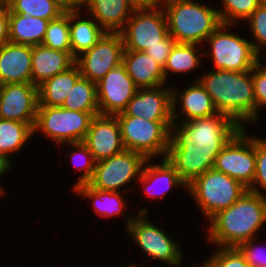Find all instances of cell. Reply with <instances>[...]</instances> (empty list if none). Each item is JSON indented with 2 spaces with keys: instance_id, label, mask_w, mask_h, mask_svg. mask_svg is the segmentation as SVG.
Wrapping results in <instances>:
<instances>
[{
  "instance_id": "1",
  "label": "cell",
  "mask_w": 266,
  "mask_h": 267,
  "mask_svg": "<svg viewBox=\"0 0 266 267\" xmlns=\"http://www.w3.org/2000/svg\"><path fill=\"white\" fill-rule=\"evenodd\" d=\"M170 134L167 161L188 185L194 178L212 169L217 155L242 128L230 116L218 112L209 117L181 123Z\"/></svg>"
},
{
  "instance_id": "2",
  "label": "cell",
  "mask_w": 266,
  "mask_h": 267,
  "mask_svg": "<svg viewBox=\"0 0 266 267\" xmlns=\"http://www.w3.org/2000/svg\"><path fill=\"white\" fill-rule=\"evenodd\" d=\"M211 241L221 247H236L254 239V234L266 222V197L247 190L229 208L210 219Z\"/></svg>"
},
{
  "instance_id": "3",
  "label": "cell",
  "mask_w": 266,
  "mask_h": 267,
  "mask_svg": "<svg viewBox=\"0 0 266 267\" xmlns=\"http://www.w3.org/2000/svg\"><path fill=\"white\" fill-rule=\"evenodd\" d=\"M198 80L211 96L218 112L230 116L241 127L242 122L257 120L252 70H216Z\"/></svg>"
},
{
  "instance_id": "4",
  "label": "cell",
  "mask_w": 266,
  "mask_h": 267,
  "mask_svg": "<svg viewBox=\"0 0 266 267\" xmlns=\"http://www.w3.org/2000/svg\"><path fill=\"white\" fill-rule=\"evenodd\" d=\"M164 6L169 34L176 43L199 45L221 25L217 10L192 0H168Z\"/></svg>"
},
{
  "instance_id": "5",
  "label": "cell",
  "mask_w": 266,
  "mask_h": 267,
  "mask_svg": "<svg viewBox=\"0 0 266 267\" xmlns=\"http://www.w3.org/2000/svg\"><path fill=\"white\" fill-rule=\"evenodd\" d=\"M187 188L208 219L229 208L248 190L238 180L214 168L194 178Z\"/></svg>"
},
{
  "instance_id": "6",
  "label": "cell",
  "mask_w": 266,
  "mask_h": 267,
  "mask_svg": "<svg viewBox=\"0 0 266 267\" xmlns=\"http://www.w3.org/2000/svg\"><path fill=\"white\" fill-rule=\"evenodd\" d=\"M116 117L125 149L141 153L149 160L158 154L166 157L170 134L175 128L173 121H148L133 116Z\"/></svg>"
},
{
  "instance_id": "7",
  "label": "cell",
  "mask_w": 266,
  "mask_h": 267,
  "mask_svg": "<svg viewBox=\"0 0 266 267\" xmlns=\"http://www.w3.org/2000/svg\"><path fill=\"white\" fill-rule=\"evenodd\" d=\"M99 112H80L61 106H38L33 133L41 129L48 137L59 143L83 142L91 120Z\"/></svg>"
},
{
  "instance_id": "8",
  "label": "cell",
  "mask_w": 266,
  "mask_h": 267,
  "mask_svg": "<svg viewBox=\"0 0 266 267\" xmlns=\"http://www.w3.org/2000/svg\"><path fill=\"white\" fill-rule=\"evenodd\" d=\"M164 11L158 7H137L120 32L124 50L145 51L148 47L163 45L169 35Z\"/></svg>"
},
{
  "instance_id": "9",
  "label": "cell",
  "mask_w": 266,
  "mask_h": 267,
  "mask_svg": "<svg viewBox=\"0 0 266 267\" xmlns=\"http://www.w3.org/2000/svg\"><path fill=\"white\" fill-rule=\"evenodd\" d=\"M228 24L221 25L206 39L216 70L246 72L259 62V55L247 39L225 32Z\"/></svg>"
},
{
  "instance_id": "10",
  "label": "cell",
  "mask_w": 266,
  "mask_h": 267,
  "mask_svg": "<svg viewBox=\"0 0 266 267\" xmlns=\"http://www.w3.org/2000/svg\"><path fill=\"white\" fill-rule=\"evenodd\" d=\"M256 166V138H248L242 127L217 155L214 169L249 188L253 184Z\"/></svg>"
},
{
  "instance_id": "11",
  "label": "cell",
  "mask_w": 266,
  "mask_h": 267,
  "mask_svg": "<svg viewBox=\"0 0 266 267\" xmlns=\"http://www.w3.org/2000/svg\"><path fill=\"white\" fill-rule=\"evenodd\" d=\"M148 161L143 154L124 149L109 158L97 161L88 184L95 189L118 192L120 187L135 180L136 176H141L142 168Z\"/></svg>"
},
{
  "instance_id": "12",
  "label": "cell",
  "mask_w": 266,
  "mask_h": 267,
  "mask_svg": "<svg viewBox=\"0 0 266 267\" xmlns=\"http://www.w3.org/2000/svg\"><path fill=\"white\" fill-rule=\"evenodd\" d=\"M147 212L144 208L139 211L136 218L128 219V232L149 257L177 266L182 258L179 244L169 238L160 228L147 221L145 218Z\"/></svg>"
},
{
  "instance_id": "13",
  "label": "cell",
  "mask_w": 266,
  "mask_h": 267,
  "mask_svg": "<svg viewBox=\"0 0 266 267\" xmlns=\"http://www.w3.org/2000/svg\"><path fill=\"white\" fill-rule=\"evenodd\" d=\"M124 43L121 33L106 32L89 50L80 54L75 63L81 76L97 83L106 73L122 63Z\"/></svg>"
},
{
  "instance_id": "14",
  "label": "cell",
  "mask_w": 266,
  "mask_h": 267,
  "mask_svg": "<svg viewBox=\"0 0 266 267\" xmlns=\"http://www.w3.org/2000/svg\"><path fill=\"white\" fill-rule=\"evenodd\" d=\"M169 89V90H168ZM176 90L172 88H138L125 110L115 116H133L148 121H173L176 115Z\"/></svg>"
},
{
  "instance_id": "15",
  "label": "cell",
  "mask_w": 266,
  "mask_h": 267,
  "mask_svg": "<svg viewBox=\"0 0 266 267\" xmlns=\"http://www.w3.org/2000/svg\"><path fill=\"white\" fill-rule=\"evenodd\" d=\"M96 90L99 114L115 116L125 110L138 87L121 63L96 83Z\"/></svg>"
},
{
  "instance_id": "16",
  "label": "cell",
  "mask_w": 266,
  "mask_h": 267,
  "mask_svg": "<svg viewBox=\"0 0 266 267\" xmlns=\"http://www.w3.org/2000/svg\"><path fill=\"white\" fill-rule=\"evenodd\" d=\"M38 105L36 85L32 83L0 85V119L28 123L34 128Z\"/></svg>"
},
{
  "instance_id": "17",
  "label": "cell",
  "mask_w": 266,
  "mask_h": 267,
  "mask_svg": "<svg viewBox=\"0 0 266 267\" xmlns=\"http://www.w3.org/2000/svg\"><path fill=\"white\" fill-rule=\"evenodd\" d=\"M83 143L96 162L122 152L125 148L117 117L101 114L94 116Z\"/></svg>"
},
{
  "instance_id": "18",
  "label": "cell",
  "mask_w": 266,
  "mask_h": 267,
  "mask_svg": "<svg viewBox=\"0 0 266 267\" xmlns=\"http://www.w3.org/2000/svg\"><path fill=\"white\" fill-rule=\"evenodd\" d=\"M32 46L7 42L0 47V85L31 83Z\"/></svg>"
},
{
  "instance_id": "19",
  "label": "cell",
  "mask_w": 266,
  "mask_h": 267,
  "mask_svg": "<svg viewBox=\"0 0 266 267\" xmlns=\"http://www.w3.org/2000/svg\"><path fill=\"white\" fill-rule=\"evenodd\" d=\"M75 60L69 52L54 50L42 44L32 46L31 83L38 87L45 80L72 67Z\"/></svg>"
},
{
  "instance_id": "20",
  "label": "cell",
  "mask_w": 266,
  "mask_h": 267,
  "mask_svg": "<svg viewBox=\"0 0 266 267\" xmlns=\"http://www.w3.org/2000/svg\"><path fill=\"white\" fill-rule=\"evenodd\" d=\"M92 18L108 33H120L138 7L133 0H89Z\"/></svg>"
},
{
  "instance_id": "21",
  "label": "cell",
  "mask_w": 266,
  "mask_h": 267,
  "mask_svg": "<svg viewBox=\"0 0 266 267\" xmlns=\"http://www.w3.org/2000/svg\"><path fill=\"white\" fill-rule=\"evenodd\" d=\"M122 64L138 88L162 87L163 68L145 51L124 50Z\"/></svg>"
},
{
  "instance_id": "22",
  "label": "cell",
  "mask_w": 266,
  "mask_h": 267,
  "mask_svg": "<svg viewBox=\"0 0 266 267\" xmlns=\"http://www.w3.org/2000/svg\"><path fill=\"white\" fill-rule=\"evenodd\" d=\"M81 77L80 69L75 63L66 71L45 80L38 86V106H62L68 93Z\"/></svg>"
},
{
  "instance_id": "23",
  "label": "cell",
  "mask_w": 266,
  "mask_h": 267,
  "mask_svg": "<svg viewBox=\"0 0 266 267\" xmlns=\"http://www.w3.org/2000/svg\"><path fill=\"white\" fill-rule=\"evenodd\" d=\"M49 20L9 13V42L36 46L42 44Z\"/></svg>"
},
{
  "instance_id": "24",
  "label": "cell",
  "mask_w": 266,
  "mask_h": 267,
  "mask_svg": "<svg viewBox=\"0 0 266 267\" xmlns=\"http://www.w3.org/2000/svg\"><path fill=\"white\" fill-rule=\"evenodd\" d=\"M78 16V9H69L70 42L72 56L75 59L80 53L93 47L106 33L96 21L78 20Z\"/></svg>"
},
{
  "instance_id": "25",
  "label": "cell",
  "mask_w": 266,
  "mask_h": 267,
  "mask_svg": "<svg viewBox=\"0 0 266 267\" xmlns=\"http://www.w3.org/2000/svg\"><path fill=\"white\" fill-rule=\"evenodd\" d=\"M32 134L28 123L0 119V157L11 166L9 154L22 149Z\"/></svg>"
},
{
  "instance_id": "26",
  "label": "cell",
  "mask_w": 266,
  "mask_h": 267,
  "mask_svg": "<svg viewBox=\"0 0 266 267\" xmlns=\"http://www.w3.org/2000/svg\"><path fill=\"white\" fill-rule=\"evenodd\" d=\"M182 99V113L188 117L187 121L194 118L209 117L218 113L211 96L204 86L198 81L188 87L180 96Z\"/></svg>"
},
{
  "instance_id": "27",
  "label": "cell",
  "mask_w": 266,
  "mask_h": 267,
  "mask_svg": "<svg viewBox=\"0 0 266 267\" xmlns=\"http://www.w3.org/2000/svg\"><path fill=\"white\" fill-rule=\"evenodd\" d=\"M139 181L144 185L145 193L151 197H161L165 195V192L168 191V188H172V186L177 187V185L185 187L187 184L179 177L178 172L175 168L167 161L166 158H163L162 163L159 165H150L143 167L141 176L139 177ZM155 181H160L164 184V188L161 192H155L152 189L150 184ZM152 182V183H151ZM149 183V185H148ZM153 183V184H154ZM161 183V184H162ZM150 186L149 188L146 185ZM166 188V189H165ZM154 189V188H153ZM161 193V194H160ZM161 195V196H160Z\"/></svg>"
},
{
  "instance_id": "28",
  "label": "cell",
  "mask_w": 266,
  "mask_h": 267,
  "mask_svg": "<svg viewBox=\"0 0 266 267\" xmlns=\"http://www.w3.org/2000/svg\"><path fill=\"white\" fill-rule=\"evenodd\" d=\"M9 9L20 15L53 20L62 15L66 8L59 0H3Z\"/></svg>"
},
{
  "instance_id": "29",
  "label": "cell",
  "mask_w": 266,
  "mask_h": 267,
  "mask_svg": "<svg viewBox=\"0 0 266 267\" xmlns=\"http://www.w3.org/2000/svg\"><path fill=\"white\" fill-rule=\"evenodd\" d=\"M80 112H99L96 83L81 77L68 93L61 106Z\"/></svg>"
},
{
  "instance_id": "30",
  "label": "cell",
  "mask_w": 266,
  "mask_h": 267,
  "mask_svg": "<svg viewBox=\"0 0 266 267\" xmlns=\"http://www.w3.org/2000/svg\"><path fill=\"white\" fill-rule=\"evenodd\" d=\"M74 190L84 197L94 199V208L102 217H109L122 212L124 203L122 195L118 192L105 191L92 188L88 183L74 188Z\"/></svg>"
},
{
  "instance_id": "31",
  "label": "cell",
  "mask_w": 266,
  "mask_h": 267,
  "mask_svg": "<svg viewBox=\"0 0 266 267\" xmlns=\"http://www.w3.org/2000/svg\"><path fill=\"white\" fill-rule=\"evenodd\" d=\"M196 44L175 43L163 68L165 79L168 71L184 73L199 65V55L196 54Z\"/></svg>"
},
{
  "instance_id": "32",
  "label": "cell",
  "mask_w": 266,
  "mask_h": 267,
  "mask_svg": "<svg viewBox=\"0 0 266 267\" xmlns=\"http://www.w3.org/2000/svg\"><path fill=\"white\" fill-rule=\"evenodd\" d=\"M42 45L72 55L69 29V9L58 18L50 20Z\"/></svg>"
},
{
  "instance_id": "33",
  "label": "cell",
  "mask_w": 266,
  "mask_h": 267,
  "mask_svg": "<svg viewBox=\"0 0 266 267\" xmlns=\"http://www.w3.org/2000/svg\"><path fill=\"white\" fill-rule=\"evenodd\" d=\"M223 11L217 10L221 23L231 25L236 19L246 20L258 8V0H222Z\"/></svg>"
},
{
  "instance_id": "34",
  "label": "cell",
  "mask_w": 266,
  "mask_h": 267,
  "mask_svg": "<svg viewBox=\"0 0 266 267\" xmlns=\"http://www.w3.org/2000/svg\"><path fill=\"white\" fill-rule=\"evenodd\" d=\"M211 258L206 261L209 267H250L235 247H220Z\"/></svg>"
},
{
  "instance_id": "35",
  "label": "cell",
  "mask_w": 266,
  "mask_h": 267,
  "mask_svg": "<svg viewBox=\"0 0 266 267\" xmlns=\"http://www.w3.org/2000/svg\"><path fill=\"white\" fill-rule=\"evenodd\" d=\"M247 20L250 21V30L258 42H252L253 49L260 56V48L266 45V5H259Z\"/></svg>"
},
{
  "instance_id": "36",
  "label": "cell",
  "mask_w": 266,
  "mask_h": 267,
  "mask_svg": "<svg viewBox=\"0 0 266 267\" xmlns=\"http://www.w3.org/2000/svg\"><path fill=\"white\" fill-rule=\"evenodd\" d=\"M71 146L77 148L76 153L73 151L72 154H71L73 160L78 158V157H76L77 155L82 156V159H83L84 156H85L84 158L88 159L87 161L84 160L85 162H83L82 165L80 164V166H77V164L73 161L74 166H77L78 169L80 168V169L83 170V168H84V173L81 175L79 180L74 185V188H75V187H77L79 185L87 184L91 180V178L93 176V173H94L96 161L94 160L93 155L89 151L88 147L83 142L71 143ZM79 158H81V157H79Z\"/></svg>"
},
{
  "instance_id": "37",
  "label": "cell",
  "mask_w": 266,
  "mask_h": 267,
  "mask_svg": "<svg viewBox=\"0 0 266 267\" xmlns=\"http://www.w3.org/2000/svg\"><path fill=\"white\" fill-rule=\"evenodd\" d=\"M266 190V140L256 138V166H255V177L253 184L248 188L249 191L257 194L260 193L257 189V184Z\"/></svg>"
},
{
  "instance_id": "38",
  "label": "cell",
  "mask_w": 266,
  "mask_h": 267,
  "mask_svg": "<svg viewBox=\"0 0 266 267\" xmlns=\"http://www.w3.org/2000/svg\"><path fill=\"white\" fill-rule=\"evenodd\" d=\"M256 112L266 105V67L263 69L260 61L252 68Z\"/></svg>"
},
{
  "instance_id": "39",
  "label": "cell",
  "mask_w": 266,
  "mask_h": 267,
  "mask_svg": "<svg viewBox=\"0 0 266 267\" xmlns=\"http://www.w3.org/2000/svg\"><path fill=\"white\" fill-rule=\"evenodd\" d=\"M253 241V239L244 241L235 248L241 253L250 267H266V252L264 250L259 252L255 249Z\"/></svg>"
},
{
  "instance_id": "40",
  "label": "cell",
  "mask_w": 266,
  "mask_h": 267,
  "mask_svg": "<svg viewBox=\"0 0 266 267\" xmlns=\"http://www.w3.org/2000/svg\"><path fill=\"white\" fill-rule=\"evenodd\" d=\"M176 43L175 39L169 34L164 40L163 45L148 47L145 52L152 57L162 68H164L171 49Z\"/></svg>"
},
{
  "instance_id": "41",
  "label": "cell",
  "mask_w": 266,
  "mask_h": 267,
  "mask_svg": "<svg viewBox=\"0 0 266 267\" xmlns=\"http://www.w3.org/2000/svg\"><path fill=\"white\" fill-rule=\"evenodd\" d=\"M9 13L8 5L0 0V47L9 42Z\"/></svg>"
},
{
  "instance_id": "42",
  "label": "cell",
  "mask_w": 266,
  "mask_h": 267,
  "mask_svg": "<svg viewBox=\"0 0 266 267\" xmlns=\"http://www.w3.org/2000/svg\"><path fill=\"white\" fill-rule=\"evenodd\" d=\"M89 0H59L66 9H78L82 4L87 5Z\"/></svg>"
},
{
  "instance_id": "43",
  "label": "cell",
  "mask_w": 266,
  "mask_h": 267,
  "mask_svg": "<svg viewBox=\"0 0 266 267\" xmlns=\"http://www.w3.org/2000/svg\"><path fill=\"white\" fill-rule=\"evenodd\" d=\"M134 3L138 6V7H158L161 8V5L159 3H162L164 1V4L168 1V0H133Z\"/></svg>"
},
{
  "instance_id": "44",
  "label": "cell",
  "mask_w": 266,
  "mask_h": 267,
  "mask_svg": "<svg viewBox=\"0 0 266 267\" xmlns=\"http://www.w3.org/2000/svg\"><path fill=\"white\" fill-rule=\"evenodd\" d=\"M9 167L11 166L0 157V177L9 169ZM0 190L3 191L1 187Z\"/></svg>"
},
{
  "instance_id": "45",
  "label": "cell",
  "mask_w": 266,
  "mask_h": 267,
  "mask_svg": "<svg viewBox=\"0 0 266 267\" xmlns=\"http://www.w3.org/2000/svg\"><path fill=\"white\" fill-rule=\"evenodd\" d=\"M259 5H266V0H258Z\"/></svg>"
},
{
  "instance_id": "46",
  "label": "cell",
  "mask_w": 266,
  "mask_h": 267,
  "mask_svg": "<svg viewBox=\"0 0 266 267\" xmlns=\"http://www.w3.org/2000/svg\"><path fill=\"white\" fill-rule=\"evenodd\" d=\"M196 267V266H195ZM202 267H209L207 264H206V262L203 264V266Z\"/></svg>"
}]
</instances>
